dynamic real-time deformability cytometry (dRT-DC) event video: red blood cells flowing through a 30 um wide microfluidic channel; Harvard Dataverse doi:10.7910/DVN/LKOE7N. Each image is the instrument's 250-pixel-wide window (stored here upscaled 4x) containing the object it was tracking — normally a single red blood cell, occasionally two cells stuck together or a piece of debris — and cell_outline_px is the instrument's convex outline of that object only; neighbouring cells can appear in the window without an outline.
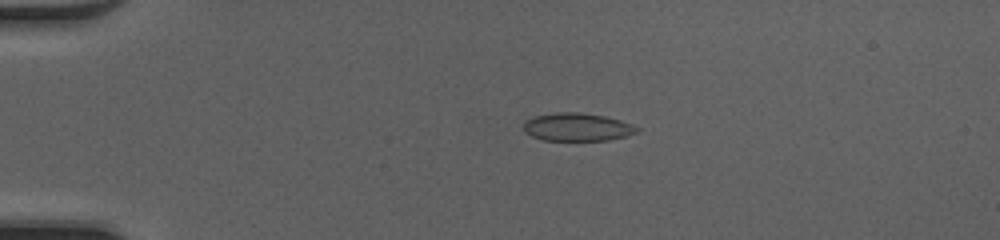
{"species": "common noctule bat (a hibernating species)", "species_latin": "Nyctalus noctula", "temperature_condition": "cold", "stored_images_in_passage": 51, "camera_frame_rate_fps": 3000, "um_per_image_px": 0.085, "animal": {"sex": "female", "body_mass_g": 20.0, "forearm_length_mm": 54.0}, "frame": {"image": 1, "passage_image": 13, "time_ms": 4.0, "image_size_px": [1000, 240], "cell_outline_px": [[640, 128], [636, 132], [624, 136], [608, 140], [544, 140], [532, 136], [524, 132], [524, 124], [528, 120], [536, 116], [560, 112], [580, 112], [604, 116], [620, 120], [632, 124]], "centroid_in_image_um": [49.07, 10.8], "position_along_channel_um": 35.9, "area_um2": 18.21}}
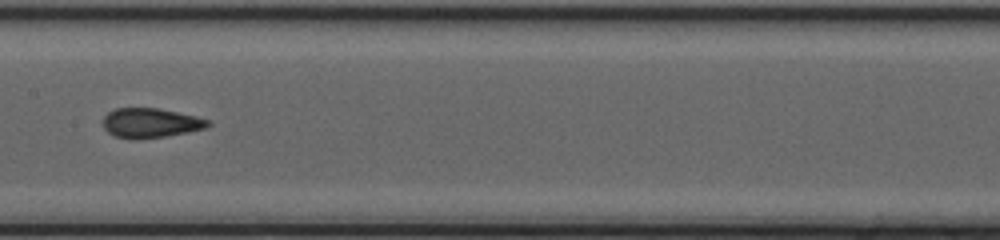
{"frame": {"image": 2, "passage_image": 28, "time_ms": 9.0, "image_size_px": [1000, 240], "cell_outline_px": [[212, 124], [204, 128], [188, 132], [168, 136], [132, 140], [116, 136], [108, 132], [104, 128], [104, 116], [108, 112], [116, 108], [160, 108], [196, 116], [208, 120]], "centroid_in_image_um": [12.8, 10.45], "position_along_channel_um": 194.6, "area_um2": 18.15}}
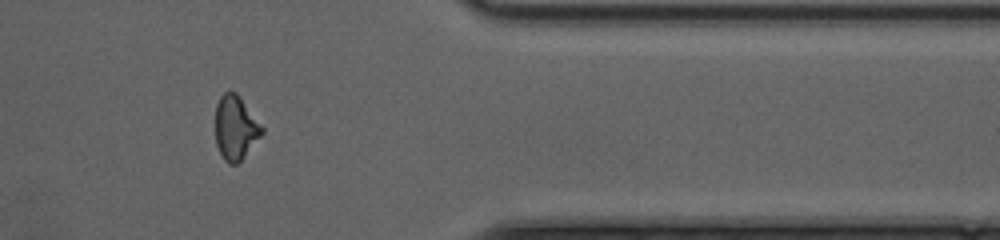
{"frame": {"image": 3, "passage_image": 43, "time_ms": 14.0, "image_size_px": [1000, 240], "cell_outline_px": [[264, 132], [240, 160], [236, 164], [228, 164], [224, 160], [216, 144], [216, 104], [220, 96], [224, 92], [236, 92], [264, 128]], "centroid_in_image_um": [20.01, 10.85], "position_along_channel_um": 391.4, "area_um2": 17.11}, "authors_computed_cell_mechanics": {"area_um2": 17.9758, "velocity_mm_per_s": 4.2483, "shape_relaxation_time_tau1_ms": 8.554, "shape_relaxation_time_tau2_ms": 1.1835, "deformation_change_tau1": 0.21, "deformation_change_tau2": 0.0834}}